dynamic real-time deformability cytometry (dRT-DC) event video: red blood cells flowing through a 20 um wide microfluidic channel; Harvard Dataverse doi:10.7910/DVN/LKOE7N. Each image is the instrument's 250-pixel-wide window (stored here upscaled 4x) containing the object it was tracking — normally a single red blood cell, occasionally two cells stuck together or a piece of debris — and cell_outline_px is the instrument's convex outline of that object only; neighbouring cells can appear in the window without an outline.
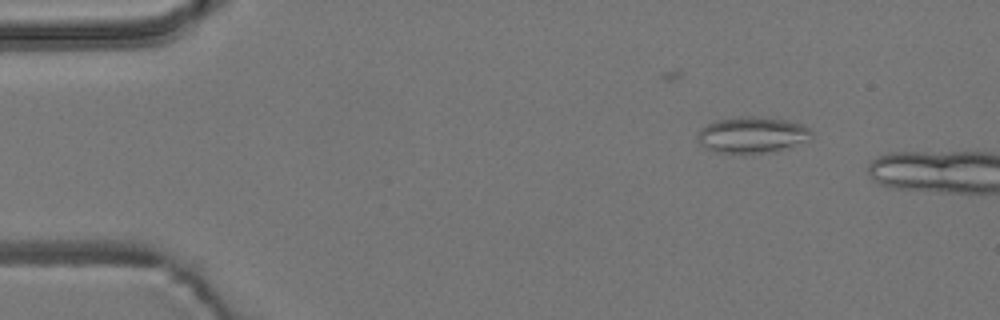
{"species": "common noctule bat (a hibernating species)", "species_latin": "Nyctalus noctula", "temperature_condition": "room temperature", "stored_images_in_passage": 4, "camera_frame_rate_fps": 3000, "um_per_image_px": 0.085, "animal": {"sex": "male", "body_mass_g": 19.2, "forearm_length_mm": 51.8}, "frame": {"image": 1, "passage_image": 1, "time_ms": 0.0, "image_size_px": [1000, 320], "cell_outline_px": [[812, 136], [808, 140], [792, 148], [776, 152], [744, 156], [716, 152], [700, 144], [696, 140], [696, 132], [700, 128], [716, 120], [740, 116], [752, 116], [784, 120], [804, 124], [812, 132]], "centroid_in_image_um": [63.93, 11.51], "position_along_channel_um": 21.1, "area_um2": 25.03}}